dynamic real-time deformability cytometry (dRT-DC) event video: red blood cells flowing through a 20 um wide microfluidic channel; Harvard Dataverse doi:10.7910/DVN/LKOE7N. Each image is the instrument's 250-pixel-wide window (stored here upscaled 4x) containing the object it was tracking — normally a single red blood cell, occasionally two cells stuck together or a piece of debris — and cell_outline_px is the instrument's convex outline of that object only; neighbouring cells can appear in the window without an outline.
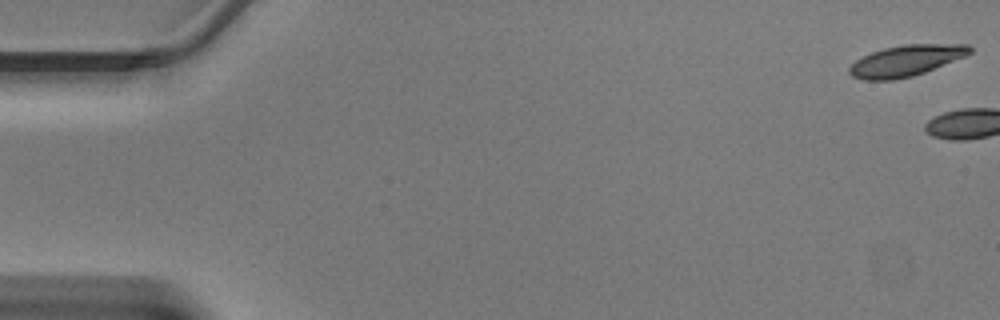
{"species": "Egyptian fruit bat (a non-hibernating species)", "species_latin": "Rousettus aegyptiacus", "temperature_condition": "warm", "stored_images_in_passage": 3, "camera_frame_rate_fps": 3000, "um_per_image_px": 0.085, "animal": {"sex": "male"}, "frame": {"image": 1, "passage_image": 1, "time_ms": 0.0, "image_size_px": [1000, 320], "cell_outline_px": [[972, 52], [964, 56], [924, 72], [912, 76], [892, 80], [864, 80], [852, 76], [848, 72], [848, 68], [856, 60], [872, 52], [884, 48], [904, 44], [968, 44], [972, 48]], "centroid_in_image_um": [76.99, 5.15], "position_along_channel_um": 8.0, "area_um2": 21.56}}